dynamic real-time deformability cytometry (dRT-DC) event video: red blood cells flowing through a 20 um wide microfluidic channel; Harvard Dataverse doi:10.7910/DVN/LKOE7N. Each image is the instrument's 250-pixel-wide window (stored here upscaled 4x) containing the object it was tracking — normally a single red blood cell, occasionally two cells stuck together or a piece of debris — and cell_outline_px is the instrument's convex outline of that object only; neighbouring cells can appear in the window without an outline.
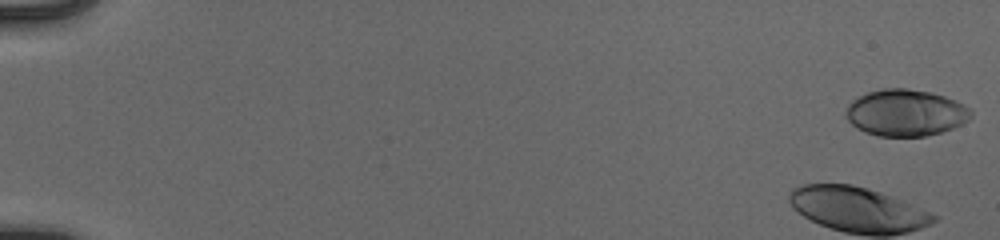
{"species": "human", "species_latin": "Homo sapiens", "temperature_condition": "cold", "stored_images_in_passage": 44, "camera_frame_rate_fps": 3000, "um_per_image_px": 0.085, "donor": {"sex": "male"}, "frame": {"image": 1, "passage_image": 1, "time_ms": 0.0, "image_size_px": [1000, 240], "cell_outline_px": [[972, 116], [968, 120], [952, 128], [940, 132], [924, 136], [880, 136], [864, 132], [856, 128], [844, 116], [844, 112], [848, 104], [856, 96], [868, 92], [884, 88], [904, 88], [932, 92], [956, 100], [972, 108]], "centroid_in_image_um": [76.95, 9.57], "position_along_channel_um": 8.0, "area_um2": 34.28}}